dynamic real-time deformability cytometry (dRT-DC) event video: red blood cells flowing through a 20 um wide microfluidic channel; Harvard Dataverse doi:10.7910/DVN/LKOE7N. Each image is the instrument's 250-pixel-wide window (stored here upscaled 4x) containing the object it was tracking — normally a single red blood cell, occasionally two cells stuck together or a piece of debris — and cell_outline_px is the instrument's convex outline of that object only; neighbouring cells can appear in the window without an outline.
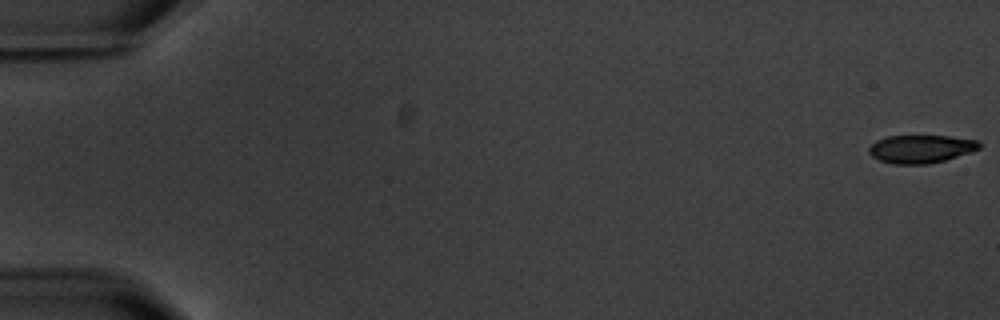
{"species": "common noctule bat (a hibernating species)", "species_latin": "Nyctalus noctula", "temperature_condition": "warm", "stored_images_in_passage": 6, "camera_frame_rate_fps": 3000, "um_per_image_px": 0.085, "animal": {"sex": "male", "body_mass_g": 20.1, "forearm_length_mm": 53.5}, "frame": {"image": 1, "passage_image": 1, "time_ms": 0.0, "image_size_px": [1000, 320], "cell_outline_px": [[980, 148], [972, 152], [944, 160], [928, 164], [892, 164], [880, 160], [872, 156], [868, 152], [868, 148], [876, 140], [888, 136], [948, 136], [976, 140], [980, 144]], "centroid_in_image_um": [78.26, 12.66], "position_along_channel_um": 6.7, "area_um2": 17.98}}
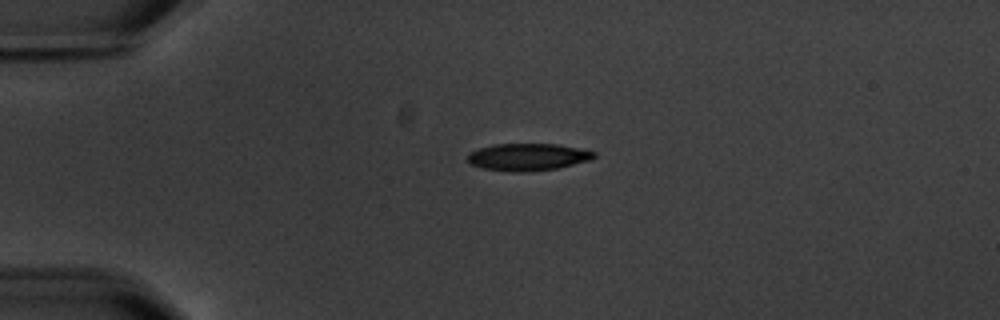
{"frame": {"image": 2, "passage_image": 5, "time_ms": 4.667, "image_size_px": [1000, 320], "cell_outline_px": [[596, 156], [592, 160], [556, 168], [524, 172], [512, 172], [484, 168], [472, 164], [468, 160], [468, 152], [476, 148], [496, 144], [556, 144], [596, 152]], "centroid_in_image_um": [44.85, 13.34], "position_along_channel_um": 40.1, "area_um2": 19.94}}